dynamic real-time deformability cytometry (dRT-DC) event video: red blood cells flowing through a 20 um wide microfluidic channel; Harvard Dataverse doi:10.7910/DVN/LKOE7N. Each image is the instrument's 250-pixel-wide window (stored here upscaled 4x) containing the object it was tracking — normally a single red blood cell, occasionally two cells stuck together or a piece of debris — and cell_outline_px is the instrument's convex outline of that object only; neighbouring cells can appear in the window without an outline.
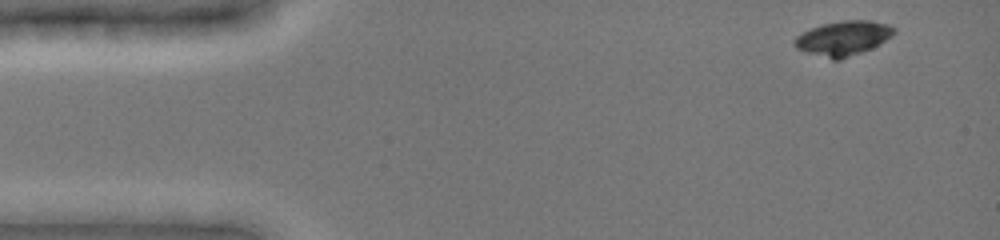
{"species": "common noctule bat (a hibernating species)", "species_latin": "Nyctalus noctula", "temperature_condition": "cold", "stored_images_in_passage": 13, "camera_frame_rate_fps": 3000, "um_per_image_px": 0.085, "animal": {"sex": "female", "body_mass_g": 19.0, "forearm_length_mm": 51.5}, "frame": {"image": 1, "passage_image": 3, "time_ms": 0.333, "image_size_px": [1000, 240], "cell_outline_px": [[896, 32], [892, 36], [880, 44], [872, 48], [840, 60], [832, 60], [796, 48], [792, 44], [792, 40], [796, 36], [812, 28], [824, 24], [844, 20], [872, 20], [888, 24], [896, 28]], "centroid_in_image_um": [71.7, 3.25], "position_along_channel_um": 13.3, "area_um2": 20.11}}
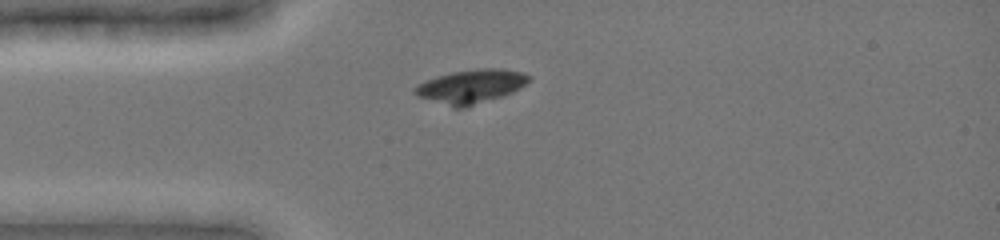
{"frame": {"image": 2, "passage_image": 9, "time_ms": 3.333, "image_size_px": [1000, 240], "cell_outline_px": [[532, 76], [520, 88], [504, 96], [468, 108], [452, 108], [416, 96], [412, 92], [412, 88], [416, 84], [436, 76], [452, 72], [480, 68], [500, 68], [524, 72]], "centroid_in_image_um": [39.99, 7.36], "position_along_channel_um": 45.0, "area_um2": 23.0}}